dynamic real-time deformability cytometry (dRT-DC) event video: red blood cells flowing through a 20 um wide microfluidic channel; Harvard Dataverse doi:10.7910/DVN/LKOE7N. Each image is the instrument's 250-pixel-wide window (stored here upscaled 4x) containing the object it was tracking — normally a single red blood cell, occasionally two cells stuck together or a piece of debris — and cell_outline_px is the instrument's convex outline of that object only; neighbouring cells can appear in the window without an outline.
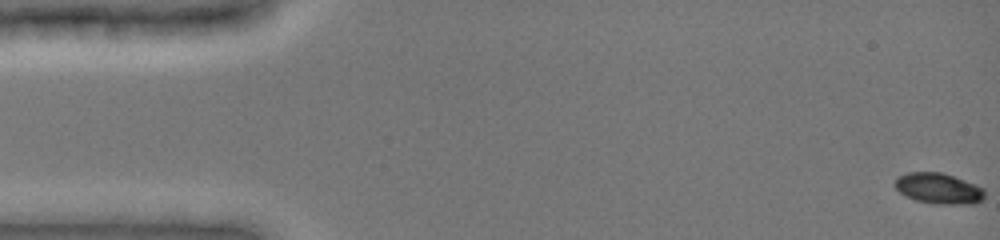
{"species": "common noctule bat (a hibernating species)", "species_latin": "Nyctalus noctula", "temperature_condition": "cold", "stored_images_in_passage": 49, "camera_frame_rate_fps": 3000, "um_per_image_px": 0.085, "animal": {"sex": "female", "body_mass_g": 19.0, "forearm_length_mm": 51.5}, "frame": {"image": 1, "passage_image": 1, "time_ms": 0.0, "image_size_px": [1000, 240], "cell_outline_px": [[984, 200], [976, 204], [936, 204], [916, 200], [900, 192], [896, 188], [896, 176], [908, 172], [940, 172], [976, 184], [984, 188]], "centroid_in_image_um": [79.82, 16.02], "position_along_channel_um": 5.2, "area_um2": 16.07}}
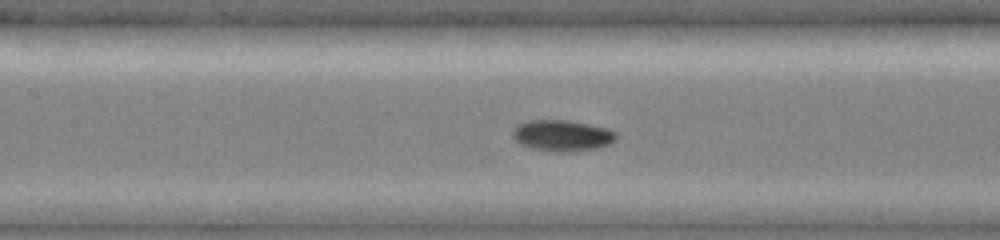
{"frame": {"image": 2, "passage_image": 23, "time_ms": 7.333, "image_size_px": [1000, 240], "cell_outline_px": [[616, 140], [608, 144], [596, 148], [572, 152], [552, 152], [532, 148], [520, 144], [512, 136], [512, 128], [516, 124], [524, 120], [568, 120], [608, 128], [616, 132]], "centroid_in_image_um": [47.74, 11.51], "position_along_channel_um": 159.7, "area_um2": 19.07}}
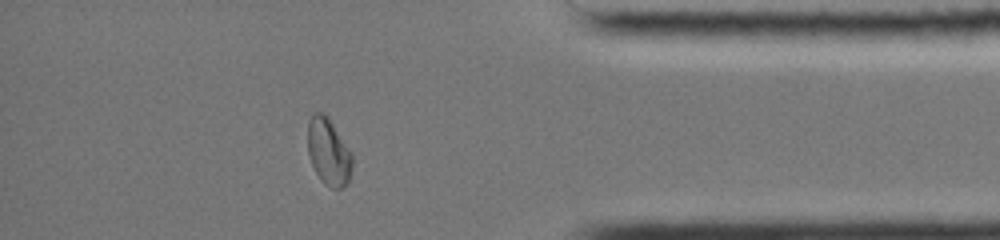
{"frame": {"image": 3, "passage_image": 43, "time_ms": 14.0, "image_size_px": [1000, 240], "cell_outline_px": [[352, 168], [348, 184], [340, 188], [328, 188], [320, 180], [312, 164], [308, 152], [308, 120], [312, 112], [324, 112], [328, 116], [352, 152]], "centroid_in_image_um": [27.93, 12.89], "position_along_channel_um": 407.3, "area_um2": 17.69}, "authors_computed_cell_mechanics": {"area_um2": 17.4556, "velocity_mm_per_s": 3.9492, "shape_relaxation_time_tau1_ms": 4.6165, "shape_relaxation_time_tau2_ms": 5.4039, "deformation_change_tau1": 0.1327, "deformation_change_tau2": 0.0549}}